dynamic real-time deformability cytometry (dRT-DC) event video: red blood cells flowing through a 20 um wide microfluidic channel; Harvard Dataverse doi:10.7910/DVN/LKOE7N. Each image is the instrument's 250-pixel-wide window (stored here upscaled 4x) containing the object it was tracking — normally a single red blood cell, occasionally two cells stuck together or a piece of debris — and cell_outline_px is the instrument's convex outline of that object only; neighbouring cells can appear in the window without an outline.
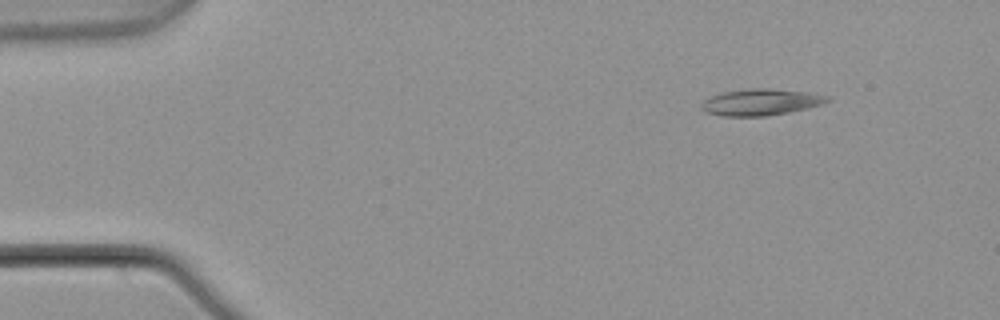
{"species": "common noctule bat (a hibernating species)", "species_latin": "Nyctalus noctula", "temperature_condition": "warm", "stored_images_in_passage": 7, "camera_frame_rate_fps": 3000, "um_per_image_px": 0.085, "animal": {"sex": "male", "body_mass_g": 21.5, "forearm_length_mm": 52.0}, "frame": {"image": 1, "passage_image": 1, "time_ms": 0.0, "image_size_px": [1000, 320], "cell_outline_px": [[832, 100], [808, 108], [768, 116], [724, 116], [704, 112], [700, 108], [700, 104], [704, 100], [720, 92], [748, 88], [768, 88], [808, 92], [832, 96]], "centroid_in_image_um": [64.66, 8.67], "position_along_channel_um": 20.3, "area_um2": 19.65}}
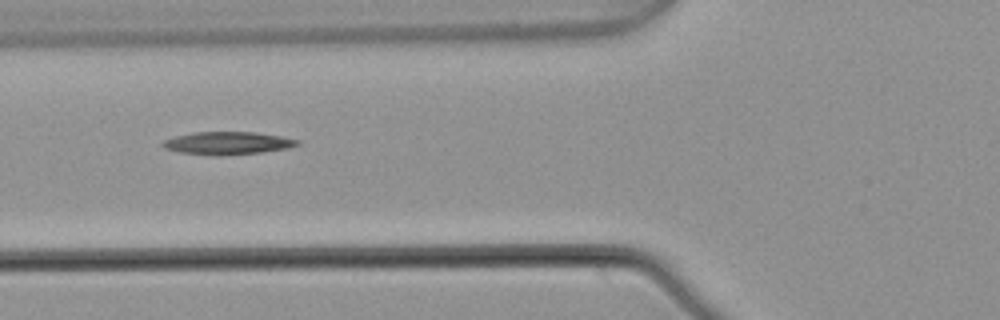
{"frame": {"image": 2, "passage_image": 5, "time_ms": 1.333, "image_size_px": [1000, 320], "cell_outline_px": [[300, 144], [288, 148], [260, 152], [220, 156], [216, 156], [180, 152], [164, 148], [160, 144], [164, 140], [176, 136], [192, 132], [256, 132], [280, 136], [300, 140]], "centroid_in_image_um": [19.33, 12.16], "position_along_channel_um": 106.5, "area_um2": 17.86}}
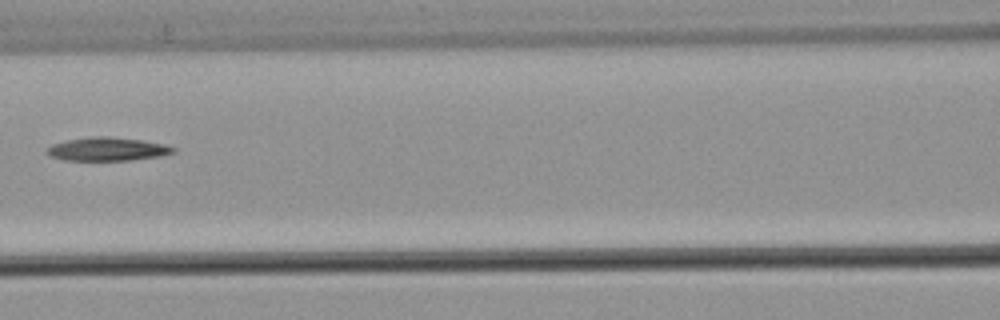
{"frame": {"image": 3, "passage_image": 6, "time_ms": 1.667, "image_size_px": [1000, 320], "cell_outline_px": [[176, 152], [160, 156], [132, 160], [64, 160], [52, 156], [44, 152], [52, 144], [68, 140], [96, 136], [104, 136], [140, 140], [164, 144], [176, 148]], "centroid_in_image_um": [9.14, 12.68], "position_along_channel_um": 157.5, "area_um2": 17.05}}